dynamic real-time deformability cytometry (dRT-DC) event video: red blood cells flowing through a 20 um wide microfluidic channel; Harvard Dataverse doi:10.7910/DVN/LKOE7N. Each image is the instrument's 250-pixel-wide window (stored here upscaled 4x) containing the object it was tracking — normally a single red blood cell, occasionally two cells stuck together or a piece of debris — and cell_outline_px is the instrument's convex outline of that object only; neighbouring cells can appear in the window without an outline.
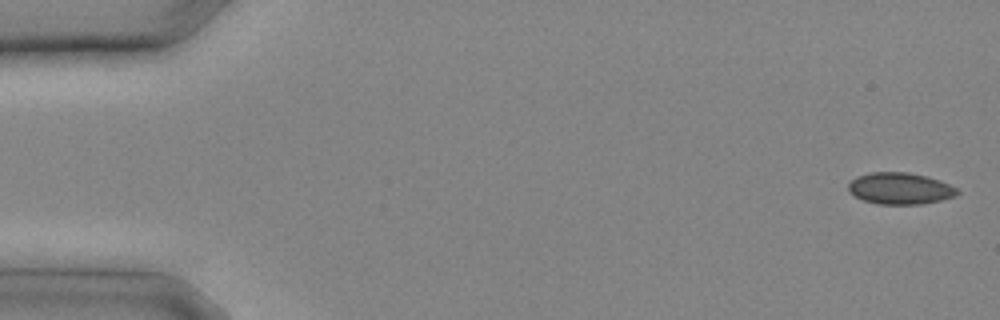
{"species": "common noctule bat (a hibernating species)", "species_latin": "Nyctalus noctula", "temperature_condition": "cold", "stored_images_in_passage": 16, "camera_frame_rate_fps": 3000, "um_per_image_px": 0.085, "animal": {"sex": "male", "body_mass_g": 20.4}, "frame": {"image": 1, "passage_image": 1, "time_ms": 0.0, "image_size_px": [1000, 320], "cell_outline_px": [[960, 192], [956, 196], [940, 200], [920, 204], [880, 204], [864, 200], [848, 192], [848, 184], [856, 176], [868, 172], [908, 172], [940, 180], [956, 188]], "centroid_in_image_um": [76.49, 16.01], "position_along_channel_um": 8.5, "area_um2": 20.0}}
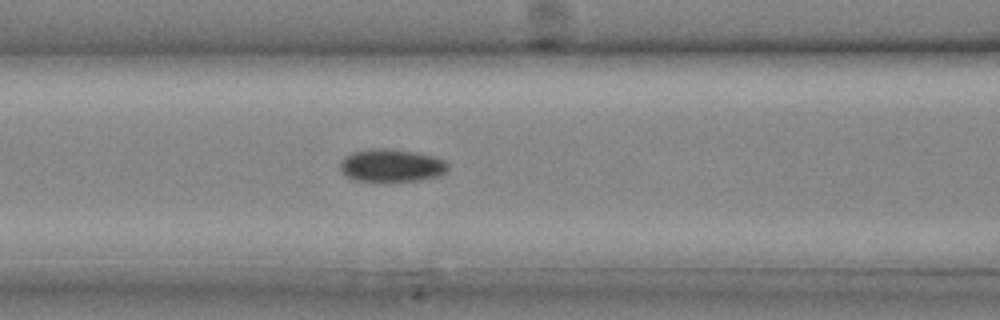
{"frame": {"image": 2, "passage_image": 11, "time_ms": 3.333, "image_size_px": [1000, 320], "cell_outline_px": [[448, 168], [444, 172], [436, 176], [416, 180], [388, 184], [380, 184], [352, 180], [344, 176], [340, 172], [340, 160], [344, 156], [352, 152], [372, 148], [384, 148], [416, 152], [432, 156], [444, 160], [448, 164]], "centroid_in_image_um": [33.16, 14.11], "position_along_channel_um": 133.4, "area_um2": 21.44}}
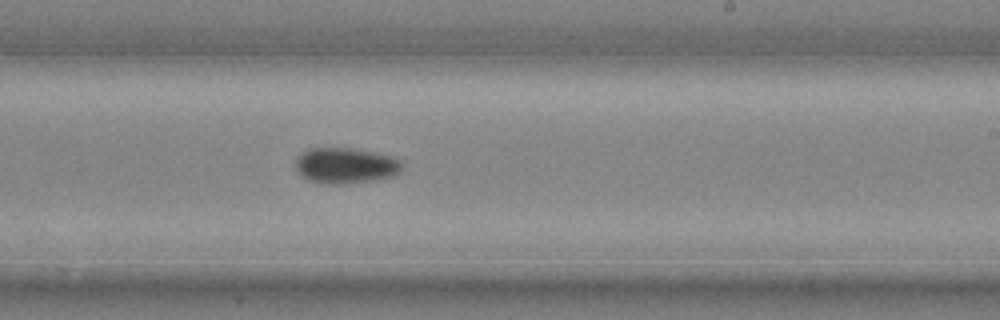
{"frame": {"image": 3, "passage_image": 16, "time_ms": 5.0, "image_size_px": [1000, 320], "cell_outline_px": [[404, 168], [400, 176], [376, 180], [344, 184], [324, 184], [308, 180], [296, 172], [296, 160], [304, 152], [312, 148], [352, 148], [372, 152], [388, 156], [400, 160], [404, 164]], "centroid_in_image_um": [29.45, 14.1], "position_along_channel_um": 259.6, "area_um2": 22.48}}